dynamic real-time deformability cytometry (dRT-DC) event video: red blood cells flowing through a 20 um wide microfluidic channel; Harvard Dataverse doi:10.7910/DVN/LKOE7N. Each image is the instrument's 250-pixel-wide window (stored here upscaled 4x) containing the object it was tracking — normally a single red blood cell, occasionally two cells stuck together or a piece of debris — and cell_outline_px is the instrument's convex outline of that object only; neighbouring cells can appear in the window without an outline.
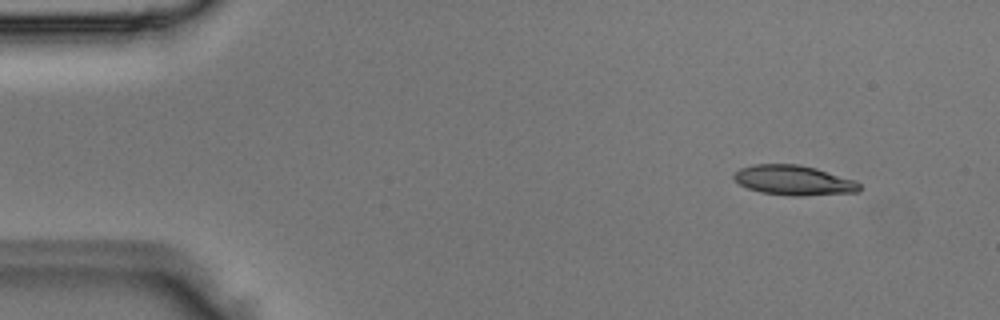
{"species": "Egyptian fruit bat (a non-hibernating species)", "species_latin": "Rousettus aegyptiacus", "temperature_condition": "room temperature", "stored_images_in_passage": 3, "camera_frame_rate_fps": 3000, "um_per_image_px": 0.085, "animal": {"sex": "male"}, "frame": {"image": 1, "passage_image": 1, "time_ms": 0.0, "image_size_px": [1000, 320], "cell_outline_px": [[860, 192], [804, 196], [792, 196], [760, 192], [748, 188], [740, 184], [732, 176], [740, 168], [756, 164], [796, 164], [816, 168], [856, 180], [860, 184]], "centroid_in_image_um": [67.5, 15.33], "position_along_channel_um": 17.5, "area_um2": 21.91}}